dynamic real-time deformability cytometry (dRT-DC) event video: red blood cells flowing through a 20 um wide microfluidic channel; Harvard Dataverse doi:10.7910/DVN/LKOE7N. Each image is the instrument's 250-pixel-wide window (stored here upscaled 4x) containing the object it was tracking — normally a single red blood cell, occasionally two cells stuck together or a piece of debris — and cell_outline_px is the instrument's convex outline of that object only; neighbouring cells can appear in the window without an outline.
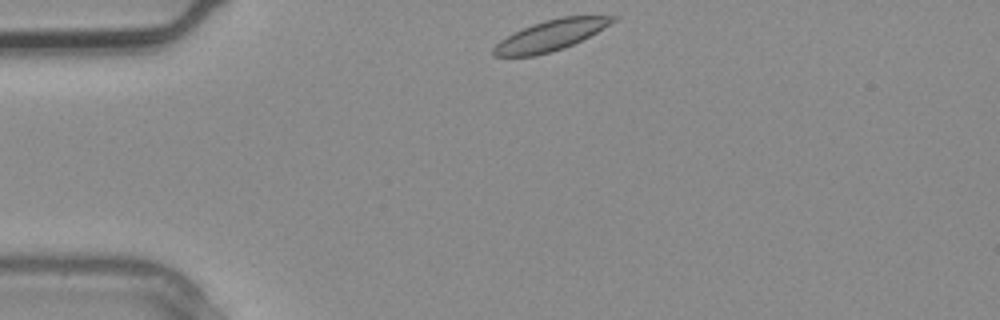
{"species": "common noctule bat (a hibernating species)", "species_latin": "Nyctalus noctula", "temperature_condition": "warm", "stored_images_in_passage": 3, "camera_frame_rate_fps": 3000, "um_per_image_px": 0.085, "animal": {"sex": "male", "body_mass_g": 20.4}, "frame": {"image": 1, "passage_image": 3, "time_ms": 0.667, "image_size_px": [1000, 320], "cell_outline_px": [[616, 20], [596, 32], [564, 48], [532, 56], [492, 56], [492, 48], [500, 40], [532, 24], [544, 20], [564, 16], [616, 16]], "centroid_in_image_um": [46.76, 3.01], "position_along_channel_um": 38.2, "area_um2": 20.75}}